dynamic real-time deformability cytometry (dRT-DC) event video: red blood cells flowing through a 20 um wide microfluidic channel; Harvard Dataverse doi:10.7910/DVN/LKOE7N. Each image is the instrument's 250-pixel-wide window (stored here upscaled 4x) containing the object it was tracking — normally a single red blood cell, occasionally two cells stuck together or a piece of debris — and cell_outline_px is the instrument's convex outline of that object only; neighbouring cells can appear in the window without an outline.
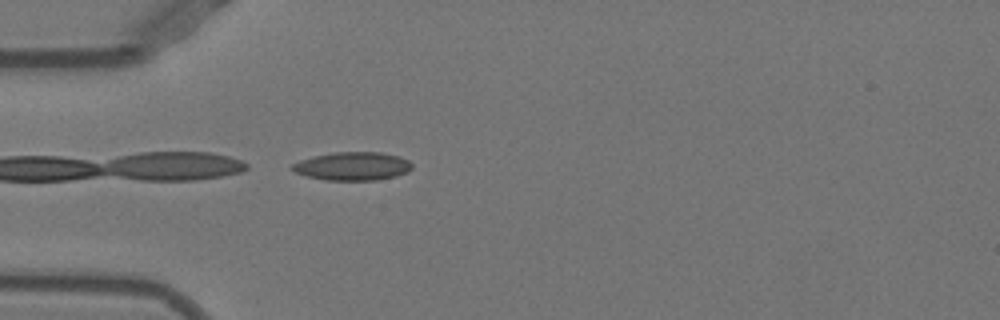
{"species": "Egyptian fruit bat (a non-hibernating species)", "species_latin": "Rousettus aegyptiacus", "temperature_condition": "warm", "stored_images_in_passage": 37, "camera_frame_rate_fps": 3000, "um_per_image_px": 0.085, "animal": {"sex": "female"}, "frame": {"image": 1, "passage_image": 1, "time_ms": 0.0, "image_size_px": [1000, 320], "cell_outline_px": [[412, 168], [408, 172], [396, 176], [376, 180], [328, 180], [308, 176], [296, 172], [288, 168], [292, 164], [300, 160], [316, 156], [336, 152], [380, 152], [400, 156], [408, 160], [412, 164]], "centroid_in_image_um": [30.0, 14.12], "position_along_channel_um": 55.0, "area_um2": 19.71}}
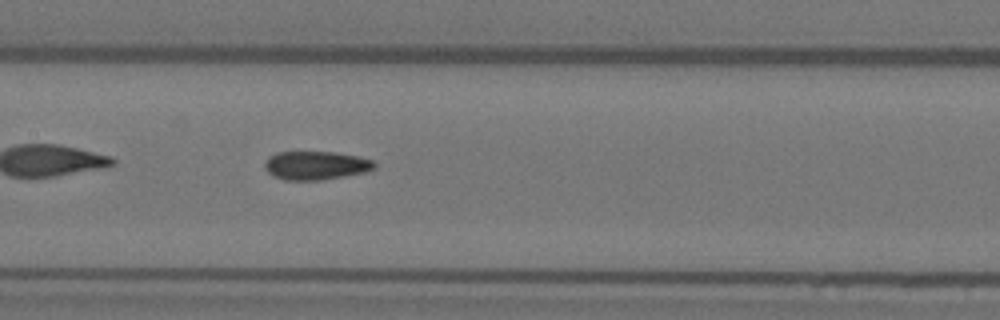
{"frame": {"image": 2, "passage_image": 11, "time_ms": 3.333, "image_size_px": [1000, 320], "cell_outline_px": [[376, 168], [364, 172], [344, 176], [320, 180], [284, 180], [268, 172], [264, 168], [264, 164], [268, 156], [276, 152], [332, 152], [360, 156], [372, 160], [376, 164]], "centroid_in_image_um": [26.84, 14.05], "position_along_channel_um": 180.6, "area_um2": 18.26}}
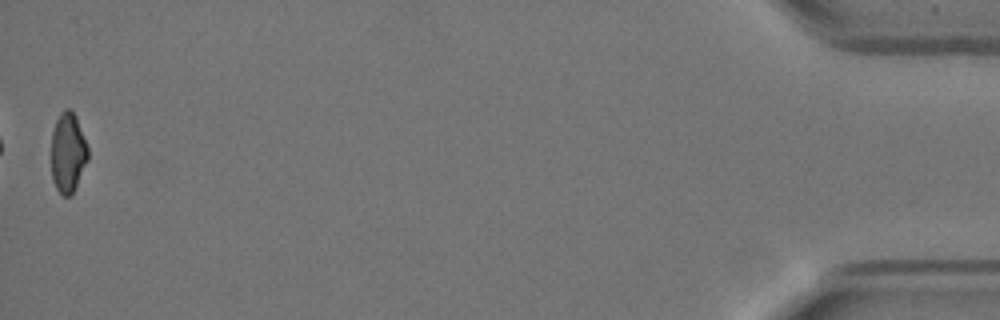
{"frame": {"image": 3, "passage_image": 37, "time_ms": 12.0, "image_size_px": [1000, 320], "cell_outline_px": [[88, 160], [72, 192], [68, 196], [64, 196], [56, 188], [52, 180], [52, 132], [56, 120], [60, 112], [64, 108], [68, 108], [76, 116], [88, 148]], "centroid_in_image_um": [5.77, 12.94], "position_along_channel_um": 429.4, "area_um2": 16.82}, "authors_computed_cell_mechanics": {"area_um2": 18.3226, "velocity_mm_per_s": 3.9526, "shape_relaxation_time_tau1_ms": null, "shape_relaxation_time_tau2_ms": 2.2607, "deformation_change_tau1": null, "deformation_change_tau2": 0.0988}}